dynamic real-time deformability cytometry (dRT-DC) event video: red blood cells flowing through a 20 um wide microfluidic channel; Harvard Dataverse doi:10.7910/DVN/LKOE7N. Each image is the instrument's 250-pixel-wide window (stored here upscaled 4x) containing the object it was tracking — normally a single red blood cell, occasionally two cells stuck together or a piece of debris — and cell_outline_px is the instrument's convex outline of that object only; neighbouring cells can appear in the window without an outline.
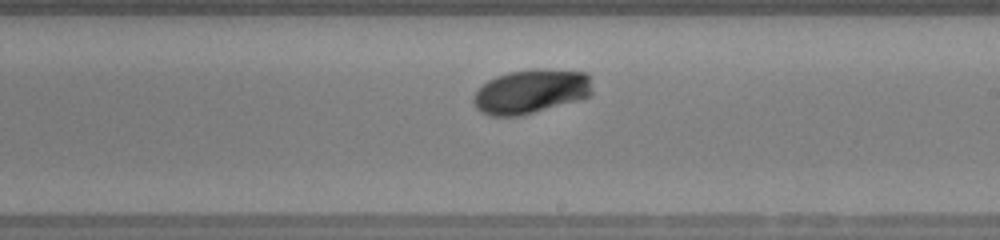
{"species": "human", "species_latin": "Homo sapiens", "temperature_condition": "warm", "stored_images_in_passage": 30, "camera_frame_rate_fps": 3000, "um_per_image_px": 0.085, "donor": {"sex": "female"}, "frame": {"image": 1, "passage_image": 18, "time_ms": 5.667, "image_size_px": [1000, 240], "cell_outline_px": [[592, 96], [580, 100], [520, 116], [492, 116], [480, 112], [476, 108], [472, 100], [476, 92], [488, 80], [496, 76], [508, 72], [536, 68], [544, 68], [588, 72], [592, 92]], "centroid_in_image_um": [45.16, 7.77], "position_along_channel_um": 243.8, "area_um2": 30.98}, "authors_computed_cell_mechanics": {"area_um2": 30.2294, "velocity_mm_per_s": 4.1046, "shape_relaxation_time_tau1_ms": 3.5661, "shape_relaxation_time_tau2_ms": null, "deformation_change_tau1": 0.1415, "deformation_change_tau2": null}}